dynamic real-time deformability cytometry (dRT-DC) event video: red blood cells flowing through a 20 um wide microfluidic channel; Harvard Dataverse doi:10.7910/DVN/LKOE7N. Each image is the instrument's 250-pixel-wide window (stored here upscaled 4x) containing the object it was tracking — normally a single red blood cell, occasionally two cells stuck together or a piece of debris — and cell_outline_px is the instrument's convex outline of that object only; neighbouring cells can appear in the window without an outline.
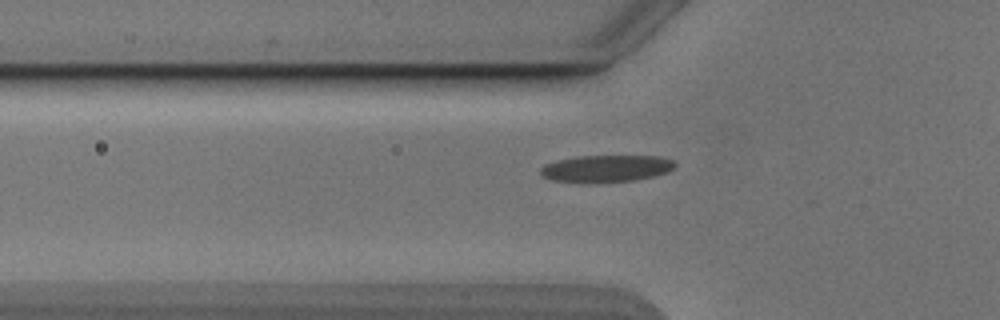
{"species": "Egyptian fruit bat (a non-hibernating species)", "species_latin": "Rousettus aegyptiacus", "temperature_condition": "cold", "stored_images_in_passage": 43, "camera_frame_rate_fps": 3000, "um_per_image_px": 0.085, "animal": {"sex": "male"}, "frame": {"image": 1, "passage_image": 14, "time_ms": 4.333, "image_size_px": [1000, 320], "cell_outline_px": [[676, 164], [668, 172], [636, 180], [580, 184], [552, 180], [540, 176], [540, 168], [544, 164], [556, 160], [576, 156], [656, 156], [672, 160]], "centroid_in_image_um": [51.43, 14.34], "position_along_channel_um": 74.4, "area_um2": 21.5}}
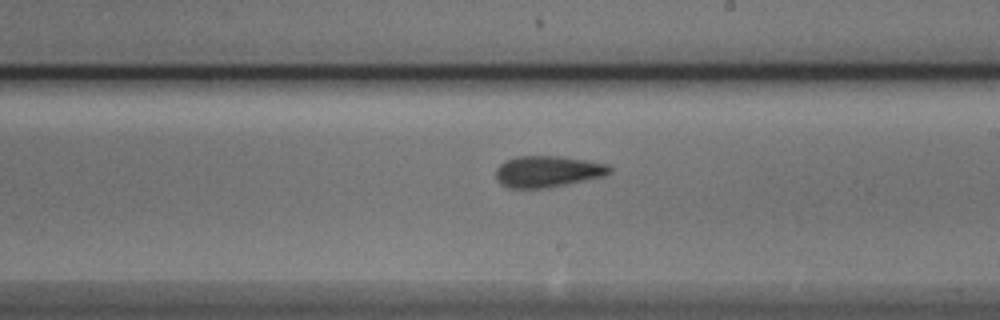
{"frame": {"image": 2, "passage_image": 27, "time_ms": 8.667, "image_size_px": [1000, 320], "cell_outline_px": [[612, 172], [604, 176], [552, 188], [508, 188], [500, 184], [496, 180], [496, 168], [504, 160], [516, 156], [560, 156], [588, 160], [608, 164], [612, 168]], "centroid_in_image_um": [46.56, 14.58], "position_along_channel_um": 242.4, "area_um2": 21.27}}
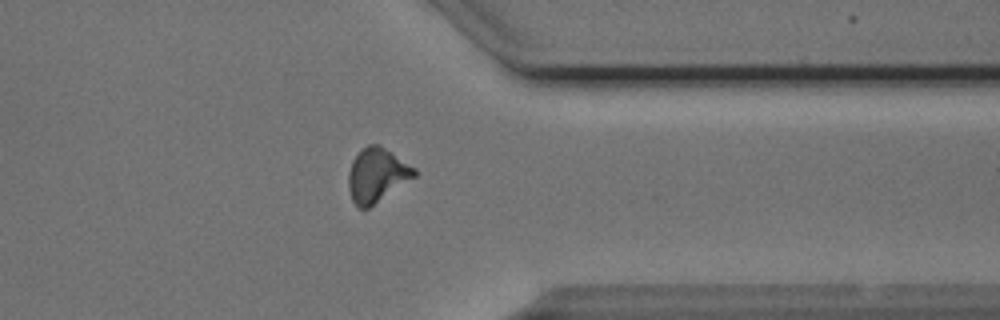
{"frame": {"image": 3, "passage_image": 38, "time_ms": 12.333, "image_size_px": [1000, 320], "cell_outline_px": [[416, 176], [368, 208], [360, 208], [352, 200], [348, 188], [348, 172], [352, 160], [368, 144], [380, 144], [416, 168]], "centroid_in_image_um": [32.03, 14.87], "position_along_channel_um": 379.4, "area_um2": 20.58}, "authors_computed_cell_mechanics": {"area_um2": 20.1722, "velocity_mm_per_s": 3.8744, "shape_relaxation_time_tau1_ms": 3.6817, "shape_relaxation_time_tau2_ms": 2.163, "deformation_change_tau1": 0.1519, "deformation_change_tau2": 0.1042}}